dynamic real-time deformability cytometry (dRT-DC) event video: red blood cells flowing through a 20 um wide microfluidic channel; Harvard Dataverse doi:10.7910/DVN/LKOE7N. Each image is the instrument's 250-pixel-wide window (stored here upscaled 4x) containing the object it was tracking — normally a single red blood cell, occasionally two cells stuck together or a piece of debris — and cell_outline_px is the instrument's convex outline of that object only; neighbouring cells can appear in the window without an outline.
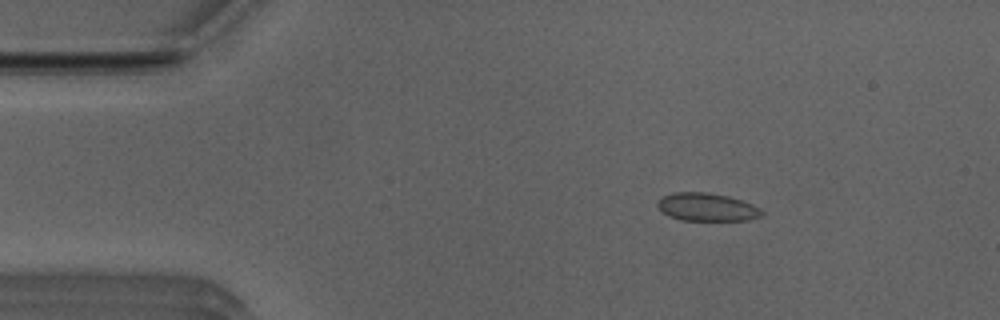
{"species": "Egyptian fruit bat (a non-hibernating species)", "species_latin": "Rousettus aegyptiacus", "temperature_condition": "room temperature", "stored_images_in_passage": 45, "camera_frame_rate_fps": 3000, "um_per_image_px": 0.085, "animal": {"sex": "male"}, "frame": {"image": 1, "passage_image": 1, "time_ms": 0.0, "image_size_px": [1000, 320], "cell_outline_px": [[764, 212], [760, 216], [748, 220], [684, 220], [668, 216], [656, 204], [664, 196], [672, 192], [708, 192], [728, 196], [752, 204], [760, 208]], "centroid_in_image_um": [60.1, 17.6], "position_along_channel_um": 24.9, "area_um2": 16.82}}
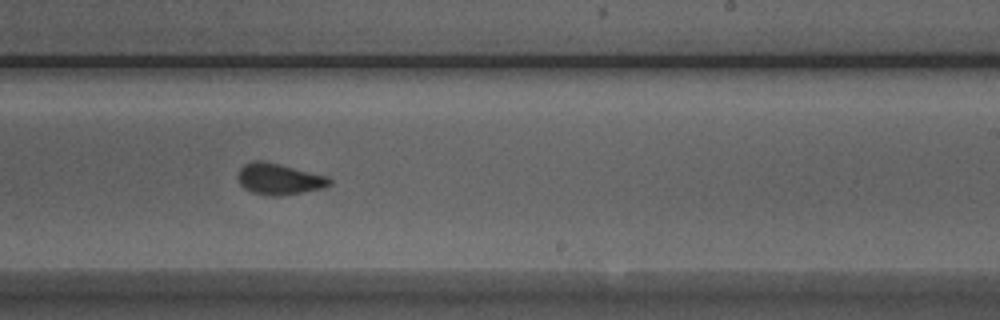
{"frame": {"image": 2, "passage_image": 24, "time_ms": 7.667, "image_size_px": [1000, 320], "cell_outline_px": [[332, 184], [324, 188], [280, 196], [272, 196], [252, 192], [244, 188], [240, 184], [236, 176], [240, 168], [244, 164], [256, 160], [260, 160], [328, 176], [332, 180]], "centroid_in_image_um": [23.72, 15.23], "position_along_channel_um": 265.3, "area_um2": 16.59}}
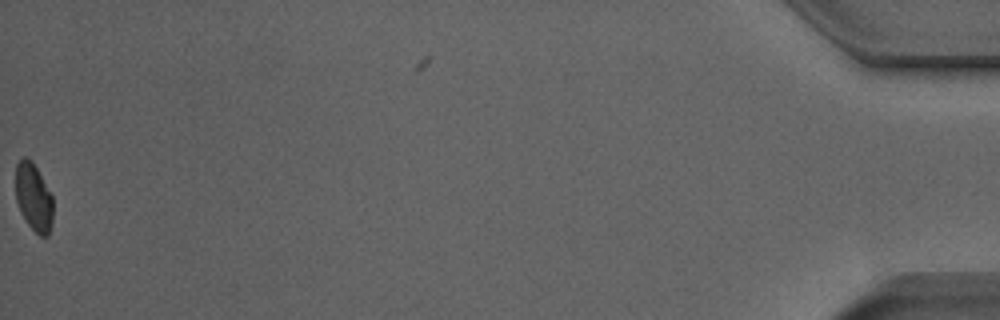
{"frame": {"image": 3, "passage_image": 45, "time_ms": 14.667, "image_size_px": [1000, 320], "cell_outline_px": [[52, 220], [48, 236], [40, 236], [28, 224], [20, 212], [16, 200], [16, 164], [24, 156], [32, 160], [52, 196]], "centroid_in_image_um": [2.84, 16.76], "position_along_channel_um": 432.4, "area_um2": 14.62}, "authors_computed_cell_mechanics": {"area_um2": 16.5308, "velocity_mm_per_s": 3.9453, "shape_relaxation_time_tau1_ms": 11.3466, "shape_relaxation_time_tau2_ms": null, "deformation_change_tau1": 0.1726, "deformation_change_tau2": null}}